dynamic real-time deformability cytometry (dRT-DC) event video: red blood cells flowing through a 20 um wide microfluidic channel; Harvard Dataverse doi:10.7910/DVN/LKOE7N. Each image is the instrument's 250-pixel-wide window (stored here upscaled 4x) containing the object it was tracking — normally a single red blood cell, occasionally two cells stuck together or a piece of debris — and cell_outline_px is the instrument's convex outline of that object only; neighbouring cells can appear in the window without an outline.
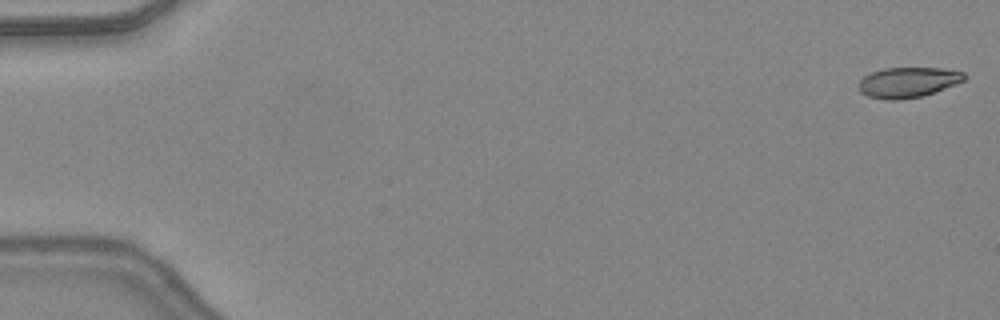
{"species": "common noctule bat (a hibernating species)", "species_latin": "Nyctalus noctula", "temperature_condition": "warm", "stored_images_in_passage": 47, "camera_frame_rate_fps": 3000, "um_per_image_px": 0.085, "animal": {"sex": "female", "body_mass_g": 24.6, "forearm_length_mm": 56.2}, "frame": {"image": 1, "passage_image": 1, "time_ms": 0.0, "image_size_px": [1000, 320], "cell_outline_px": [[968, 76], [964, 80], [956, 84], [924, 96], [900, 100], [888, 100], [868, 96], [860, 92], [860, 80], [864, 76], [872, 72], [884, 68], [940, 68], [964, 72]], "centroid_in_image_um": [77.21, 7.0], "position_along_channel_um": 7.8, "area_um2": 18.67}}
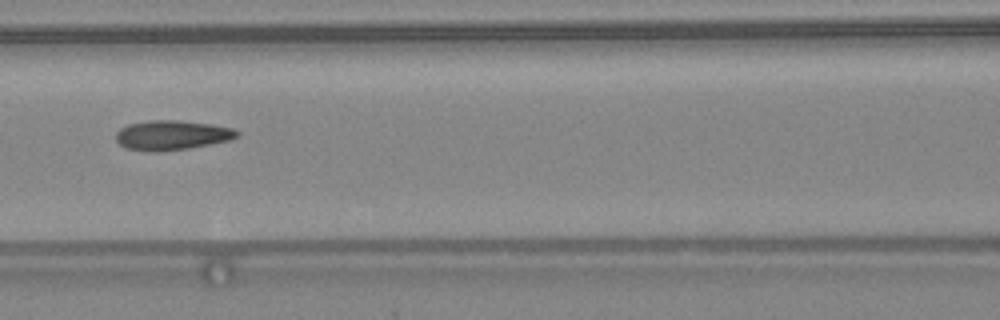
{"frame": {"image": 2, "passage_image": 22, "time_ms": 7.0, "image_size_px": [1000, 320], "cell_outline_px": [[240, 136], [232, 140], [188, 148], [160, 152], [148, 152], [124, 148], [116, 140], [116, 132], [120, 128], [128, 124], [152, 120], [176, 120], [212, 124], [232, 128], [240, 132]], "centroid_in_image_um": [14.61, 11.5], "position_along_channel_um": 152.0, "area_um2": 21.15}}
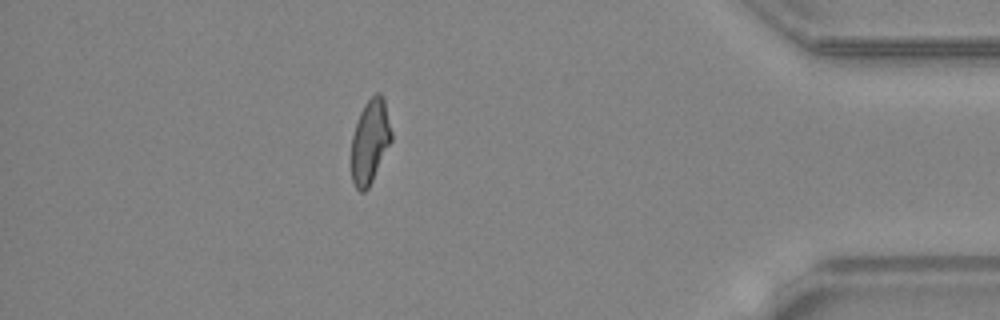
{"frame": {"image": 3, "passage_image": 42, "time_ms": 13.667, "image_size_px": [1000, 320], "cell_outline_px": [[392, 140], [368, 188], [364, 192], [360, 192], [356, 188], [352, 180], [352, 136], [360, 112], [364, 104], [376, 92], [380, 92], [384, 96], [392, 132]], "centroid_in_image_um": [31.47, 11.98], "position_along_channel_um": 403.7, "area_um2": 19.54}, "authors_computed_cell_mechanics": {"area_um2": 20.1722, "velocity_mm_per_s": 4.4157, "shape_relaxation_time_tau1_ms": null, "shape_relaxation_time_tau2_ms": 1.5929, "deformation_change_tau1": null, "deformation_change_tau2": 0.0868}}